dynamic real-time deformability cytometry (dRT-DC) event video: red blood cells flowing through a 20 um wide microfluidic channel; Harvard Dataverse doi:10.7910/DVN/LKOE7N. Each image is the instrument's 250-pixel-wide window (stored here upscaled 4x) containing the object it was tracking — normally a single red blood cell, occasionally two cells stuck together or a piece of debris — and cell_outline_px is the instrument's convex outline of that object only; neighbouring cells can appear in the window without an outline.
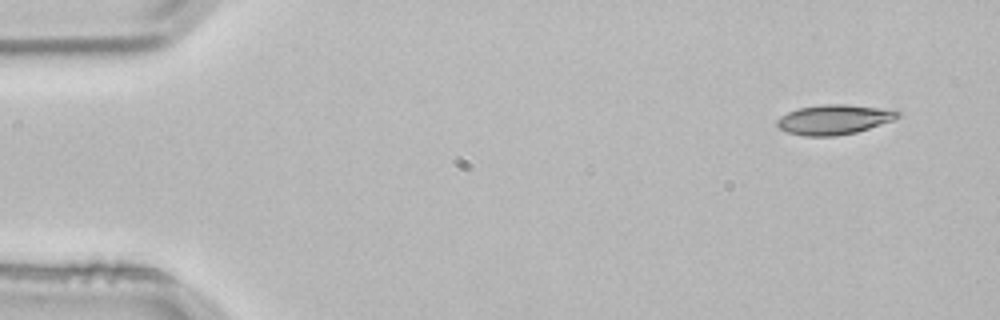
{"species": "common noctule bat (a hibernating species)", "species_latin": "Nyctalus noctula", "temperature_condition": "room temperature", "stored_images_in_passage": 3, "camera_frame_rate_fps": 3000, "um_per_image_px": 0.085, "animal": {"sex": "male", "body_mass_g": 21.5, "forearm_length_mm": 52.0}, "frame": {"image": 1, "passage_image": 1, "time_ms": 0.0, "image_size_px": [1000, 320], "cell_outline_px": [[900, 116], [892, 120], [856, 132], [836, 136], [804, 136], [788, 132], [780, 128], [776, 124], [776, 120], [780, 116], [788, 112], [800, 108], [824, 104], [844, 104], [880, 108], [900, 112]], "centroid_in_image_um": [70.85, 10.16], "position_along_channel_um": 14.2, "area_um2": 20.63}}